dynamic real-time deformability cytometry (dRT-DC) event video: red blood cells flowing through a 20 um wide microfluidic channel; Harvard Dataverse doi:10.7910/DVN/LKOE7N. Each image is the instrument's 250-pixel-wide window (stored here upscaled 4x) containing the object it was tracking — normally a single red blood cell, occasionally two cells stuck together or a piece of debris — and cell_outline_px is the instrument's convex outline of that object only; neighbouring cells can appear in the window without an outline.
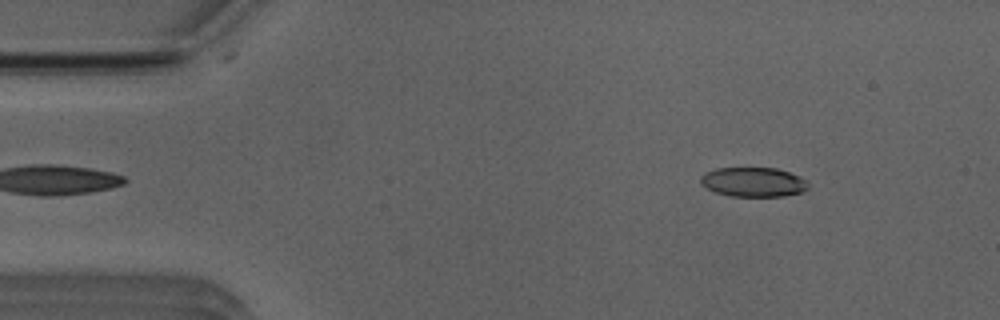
{"species": "Egyptian fruit bat (a non-hibernating species)", "species_latin": "Rousettus aegyptiacus", "temperature_condition": "room temperature", "stored_images_in_passage": 52, "camera_frame_rate_fps": 3000, "um_per_image_px": 0.085, "animal": {"sex": "male"}, "frame": {"image": 1, "passage_image": 6, "time_ms": 1.667, "image_size_px": [1000, 320], "cell_outline_px": [[808, 188], [800, 192], [784, 196], [732, 196], [716, 192], [700, 184], [700, 176], [704, 172], [716, 168], [776, 168], [800, 176], [808, 180]], "centroid_in_image_um": [64.03, 15.46], "position_along_channel_um": 21.0, "area_um2": 18.5}}
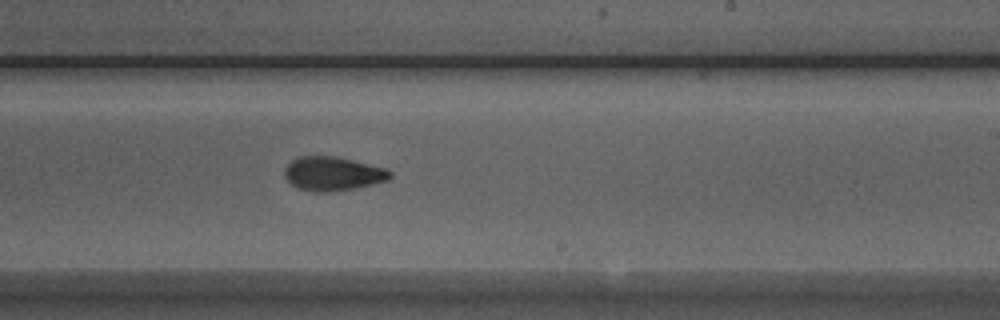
{"frame": {"image": 2, "passage_image": 30, "time_ms": 9.667, "image_size_px": [1000, 320], "cell_outline_px": [[392, 176], [388, 180], [356, 188], [332, 192], [316, 192], [296, 188], [284, 176], [284, 168], [296, 156], [336, 156], [388, 168], [392, 172]], "centroid_in_image_um": [28.3, 14.76], "position_along_channel_um": 260.7, "area_um2": 21.15}}
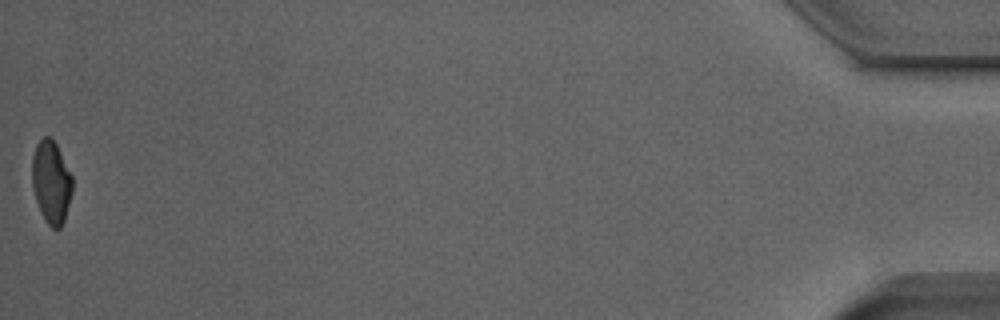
{"frame": {"image": 3, "passage_image": 51, "time_ms": 16.667, "image_size_px": [1000, 320], "cell_outline_px": [[72, 192], [64, 220], [60, 228], [52, 228], [44, 220], [40, 212], [32, 188], [32, 156], [36, 144], [44, 136], [52, 136], [72, 176]], "centroid_in_image_um": [4.34, 15.46], "position_along_channel_um": 430.9, "area_um2": 19.48}, "authors_computed_cell_mechanics": {"area_um2": 20.2011, "velocity_mm_per_s": 3.9506, "shape_relaxation_time_tau1_ms": 4.7328, "shape_relaxation_time_tau2_ms": 3.7452, "deformation_change_tau1": 0.1701, "deformation_change_tau2": 0.0859}}